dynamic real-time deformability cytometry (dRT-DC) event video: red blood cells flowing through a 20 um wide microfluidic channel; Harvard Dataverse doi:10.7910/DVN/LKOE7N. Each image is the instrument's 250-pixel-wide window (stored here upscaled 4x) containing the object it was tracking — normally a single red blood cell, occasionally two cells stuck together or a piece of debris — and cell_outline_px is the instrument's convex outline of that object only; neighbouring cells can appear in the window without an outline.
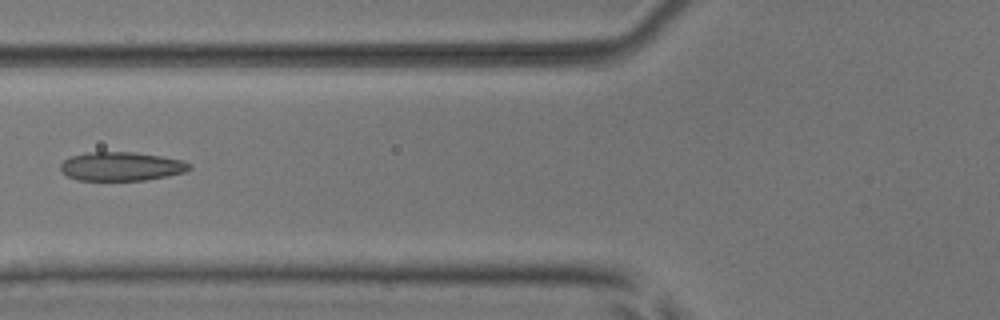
{"species": "common noctule bat (a hibernating species)", "species_latin": "Nyctalus noctula", "temperature_condition": "room temperature", "stored_images_in_passage": 6, "camera_frame_rate_fps": 3000, "um_per_image_px": 0.085, "animal": {"sex": "male", "body_mass_g": 17.9, "forearm_length_mm": 54.2}, "frame": {"image": 1, "passage_image": 5, "time_ms": 5.667, "image_size_px": [1000, 320], "cell_outline_px": [[192, 168], [184, 172], [144, 180], [76, 180], [68, 176], [60, 168], [60, 164], [64, 160], [72, 156], [88, 152], [132, 152], [160, 156], [184, 160], [192, 164]], "centroid_in_image_um": [10.32, 14.14], "position_along_channel_um": 115.5, "area_um2": 21.5}}
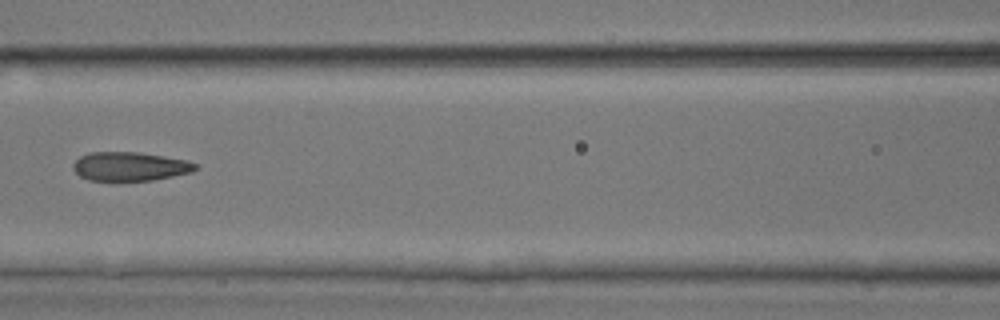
{"frame": {"image": 2, "passage_image": 6, "time_ms": 6.667, "image_size_px": [1000, 320], "cell_outline_px": [[200, 168], [192, 172], [152, 180], [88, 180], [80, 176], [72, 168], [72, 164], [80, 156], [92, 152], [136, 152], [164, 156], [188, 160], [196, 164]], "centroid_in_image_um": [11.06, 14.14], "position_along_channel_um": 155.5, "area_um2": 20.52}}